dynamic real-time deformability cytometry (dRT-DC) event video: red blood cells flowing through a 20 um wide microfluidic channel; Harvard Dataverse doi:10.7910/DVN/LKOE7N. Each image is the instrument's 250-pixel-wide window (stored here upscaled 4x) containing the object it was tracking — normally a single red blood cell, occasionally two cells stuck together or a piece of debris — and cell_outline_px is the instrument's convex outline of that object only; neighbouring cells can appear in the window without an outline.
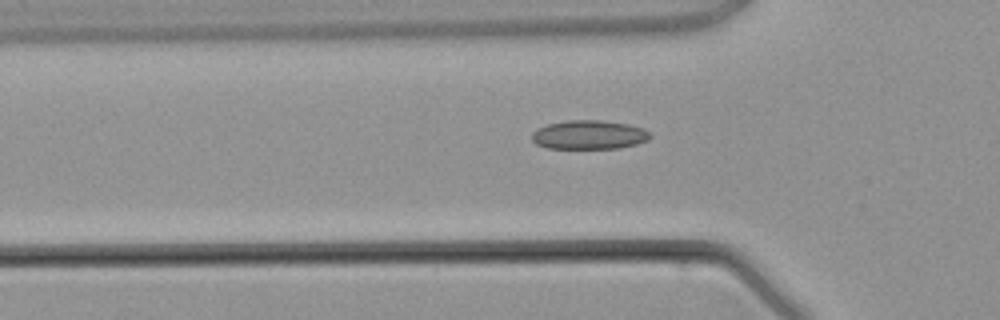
{"species": "common noctule bat (a hibernating species)", "species_latin": "Nyctalus noctula", "temperature_condition": "warm", "stored_images_in_passage": 4, "camera_frame_rate_fps": 3000, "um_per_image_px": 0.085, "animal": {"sex": "male", "body_mass_g": 21.5, "forearm_length_mm": 52.0}, "frame": {"image": 1, "passage_image": 4, "time_ms": 6.333, "image_size_px": [1000, 320], "cell_outline_px": [[652, 136], [648, 140], [636, 144], [620, 148], [548, 148], [536, 144], [532, 140], [532, 132], [536, 128], [548, 124], [568, 120], [600, 120], [628, 124], [644, 128]], "centroid_in_image_um": [50.06, 11.45], "position_along_channel_um": 75.7, "area_um2": 20.0}}